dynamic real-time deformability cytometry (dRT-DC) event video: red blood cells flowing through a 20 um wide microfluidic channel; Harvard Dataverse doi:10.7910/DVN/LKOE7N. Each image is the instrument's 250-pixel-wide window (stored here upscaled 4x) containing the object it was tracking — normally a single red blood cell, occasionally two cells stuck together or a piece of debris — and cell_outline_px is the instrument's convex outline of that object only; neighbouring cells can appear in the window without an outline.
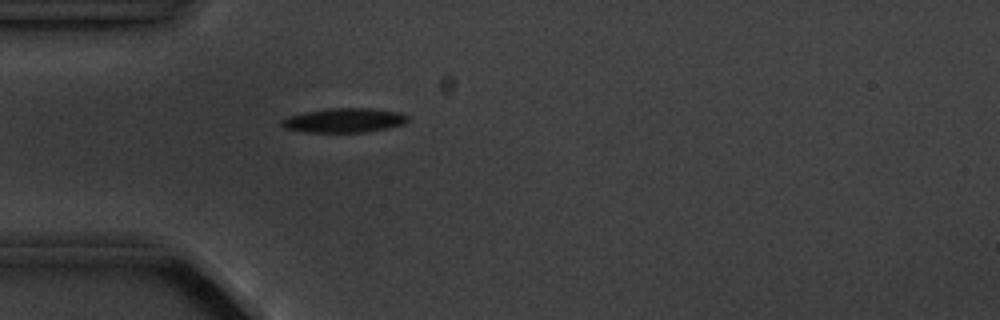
{"species": "common noctule bat (a hibernating species)", "species_latin": "Nyctalus noctula", "temperature_condition": "cold", "stored_images_in_passage": 1, "camera_frame_rate_fps": 3000, "um_per_image_px": 0.085, "animal": {"sex": "male", "body_mass_g": 20.1, "forearm_length_mm": 53.5}, "frame": {"image": 1, "passage_image": 1, "time_ms": 0.0, "image_size_px": [1000, 320], "cell_outline_px": [[408, 120], [404, 124], [364, 132], [308, 132], [284, 128], [280, 124], [280, 120], [288, 116], [304, 112], [328, 108], [368, 108], [400, 112], [408, 116]], "centroid_in_image_um": [29.22, 10.22], "position_along_channel_um": 55.8, "area_um2": 17.8}}